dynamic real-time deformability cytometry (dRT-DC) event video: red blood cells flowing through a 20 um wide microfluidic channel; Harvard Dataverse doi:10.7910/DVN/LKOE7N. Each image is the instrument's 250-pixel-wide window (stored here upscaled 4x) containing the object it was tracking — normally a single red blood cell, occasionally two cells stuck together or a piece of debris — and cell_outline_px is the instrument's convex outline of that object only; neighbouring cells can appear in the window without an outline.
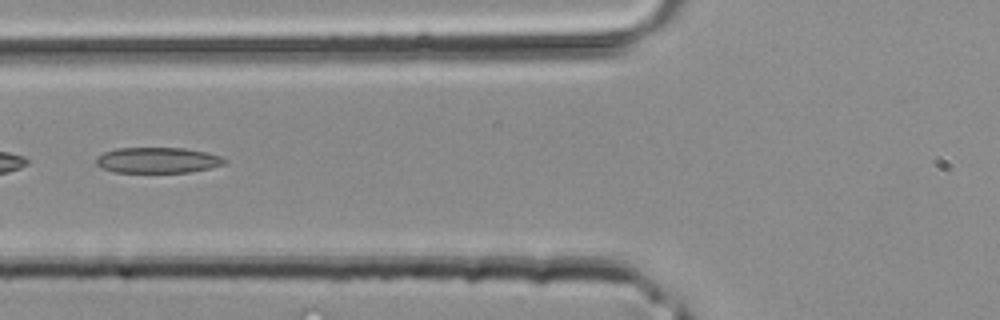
{"species": "common noctule bat (a hibernating species)", "species_latin": "Nyctalus noctula", "temperature_condition": "room temperature", "stored_images_in_passage": 38, "camera_frame_rate_fps": 3000, "um_per_image_px": 0.085, "animal": {"sex": "male", "body_mass_g": 20.4}, "frame": {"image": 1, "passage_image": 15, "time_ms": 4.667, "image_size_px": [1000, 320], "cell_outline_px": [[228, 160], [224, 164], [208, 168], [188, 172], [116, 172], [100, 168], [96, 164], [96, 156], [104, 152], [116, 148], [184, 148], [204, 152], [220, 156]], "centroid_in_image_um": [13.35, 13.61], "position_along_channel_um": 112.4, "area_um2": 19.13}}
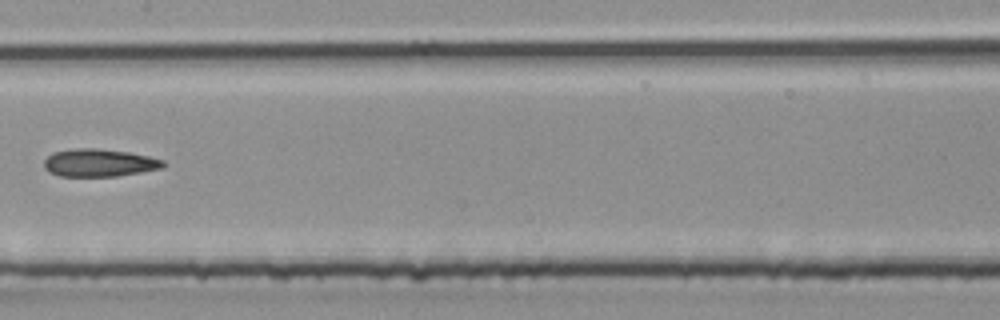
{"frame": {"image": 2, "passage_image": 20, "time_ms": 6.333, "image_size_px": [1000, 320], "cell_outline_px": [[168, 164], [164, 168], [116, 176], [60, 176], [48, 172], [44, 168], [44, 160], [52, 152], [76, 148], [96, 148], [128, 152], [148, 156], [164, 160]], "centroid_in_image_um": [8.44, 13.84], "position_along_channel_um": 199.0, "area_um2": 19.36}}
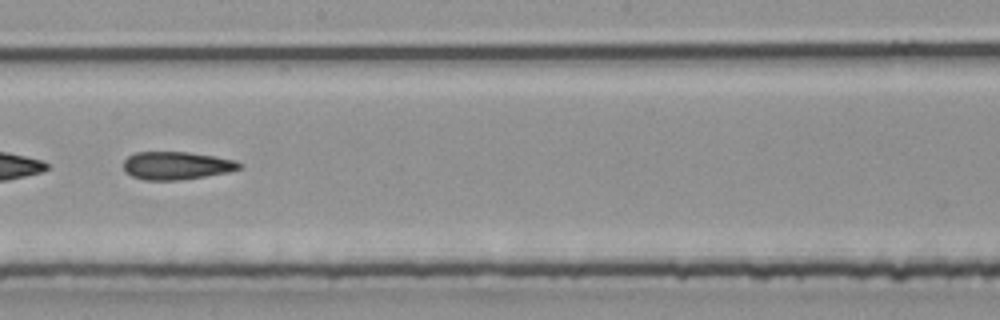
{"frame": {"image": 3, "passage_image": 22, "time_ms": 7.0, "image_size_px": [1000, 320], "cell_outline_px": [[240, 168], [228, 172], [180, 180], [144, 180], [132, 176], [124, 172], [124, 160], [128, 156], [136, 152], [188, 152], [216, 156], [236, 160], [240, 164]], "centroid_in_image_um": [14.97, 14.07], "position_along_channel_um": 233.2, "area_um2": 18.84}}